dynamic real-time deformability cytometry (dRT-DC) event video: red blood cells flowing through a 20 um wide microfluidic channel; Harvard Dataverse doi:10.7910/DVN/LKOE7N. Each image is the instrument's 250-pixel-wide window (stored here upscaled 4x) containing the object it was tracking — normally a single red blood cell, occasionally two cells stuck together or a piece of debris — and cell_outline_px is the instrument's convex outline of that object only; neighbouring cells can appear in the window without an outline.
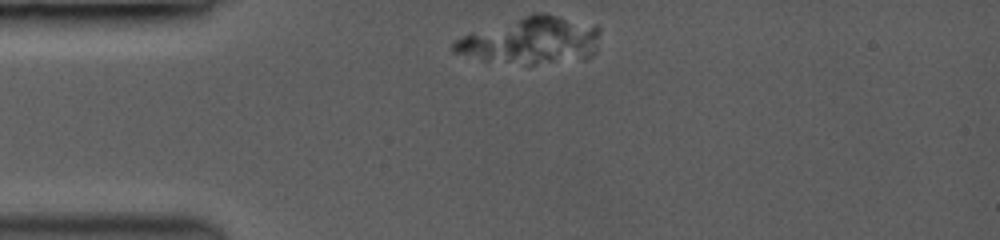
{"species": "common noctule bat (a hibernating species)", "species_latin": "Nyctalus noctula", "temperature_condition": "room temperature", "stored_images_in_passage": 37, "camera_frame_rate_fps": 3500, "um_per_image_px": 0.085, "animal": {"sex": "female", "body_mass_g": 19.0, "forearm_length_mm": 53.3}, "frame": {"image": 1, "passage_image": 1, "time_ms": 0.0, "image_size_px": [1000, 240], "cell_outline_px": [[600, 32], [596, 36], [580, 48], [548, 60], [484, 60], [452, 52], [452, 44], [456, 40], [464, 36], [532, 12], [544, 12], [560, 16], [600, 28]], "centroid_in_image_um": [44.79, 3.28], "position_along_channel_um": 40.2, "area_um2": 34.8}}